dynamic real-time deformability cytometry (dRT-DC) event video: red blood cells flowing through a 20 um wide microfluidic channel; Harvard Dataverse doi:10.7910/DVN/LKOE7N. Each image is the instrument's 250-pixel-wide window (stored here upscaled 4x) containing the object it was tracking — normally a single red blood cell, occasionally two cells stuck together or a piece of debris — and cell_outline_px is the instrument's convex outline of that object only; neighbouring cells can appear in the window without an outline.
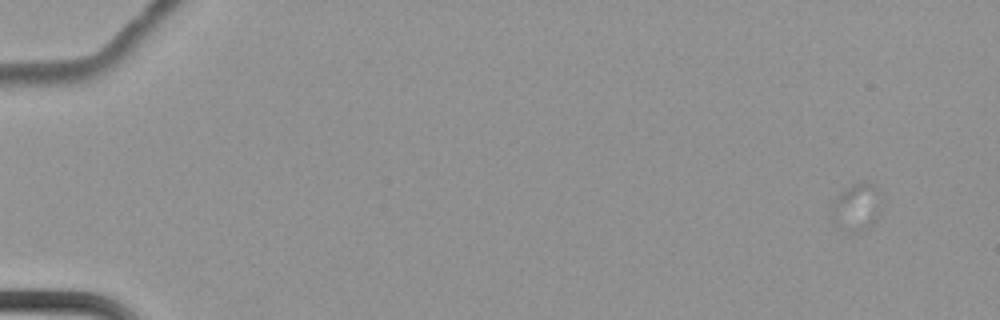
{"species": "common noctule bat (a hibernating species)", "species_latin": "Nyctalus noctula", "temperature_condition": "cold", "stored_images_in_passage": 7, "camera_frame_rate_fps": 3000, "um_per_image_px": 0.085, "animal": {"sex": "female", "body_mass_g": 22.7, "forearm_length_mm": 54.2}, "frame": {"image": 1, "passage_image": 1, "time_ms": 0.0, "image_size_px": [1000, 320], "cell_outline_px": [[880, 192], [876, 220], [872, 224], [860, 232], [852, 232], [836, 228], [832, 216], [832, 200], [840, 192], [852, 184], [860, 180], [864, 180], [872, 184]], "centroid_in_image_um": [72.75, 17.59], "position_along_channel_um": 12.2, "area_um2": 13.81}}